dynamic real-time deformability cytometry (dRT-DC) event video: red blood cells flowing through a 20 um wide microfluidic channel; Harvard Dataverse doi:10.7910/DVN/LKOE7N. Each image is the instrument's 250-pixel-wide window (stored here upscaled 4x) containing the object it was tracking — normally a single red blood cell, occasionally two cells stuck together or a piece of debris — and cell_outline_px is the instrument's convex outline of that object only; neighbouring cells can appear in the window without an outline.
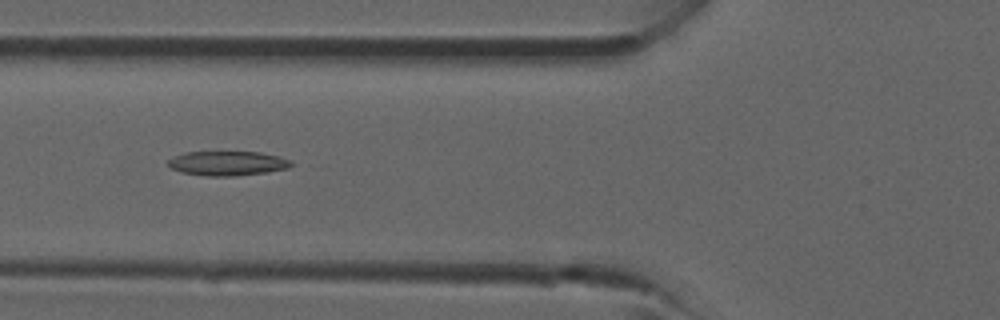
{"species": "common noctule bat (a hibernating species)", "species_latin": "Nyctalus noctula", "temperature_condition": "room temperature", "stored_images_in_passage": 35, "camera_frame_rate_fps": 3000, "um_per_image_px": 0.085, "animal": {"sex": "male", "forearm_length_mm": 52.5}, "frame": {"image": 1, "passage_image": 9, "time_ms": 2.667, "image_size_px": [1000, 320], "cell_outline_px": [[292, 164], [288, 168], [268, 172], [236, 176], [208, 176], [180, 172], [172, 168], [168, 164], [168, 160], [172, 156], [184, 152], [260, 152], [280, 156], [292, 160]], "centroid_in_image_um": [19.35, 13.88], "position_along_channel_um": 106.5, "area_um2": 17.69}}
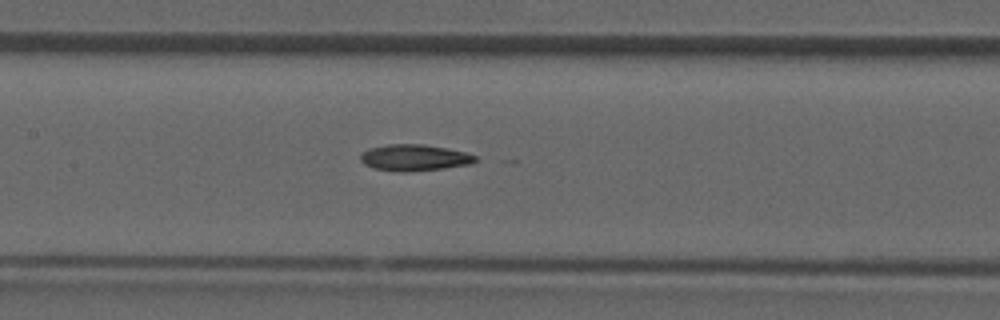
{"frame": {"image": 2, "passage_image": 13, "time_ms": 4.0, "image_size_px": [1000, 320], "cell_outline_px": [[480, 160], [468, 164], [444, 168], [408, 172], [400, 172], [376, 168], [364, 164], [360, 160], [360, 156], [368, 148], [388, 144], [424, 144], [448, 148], [464, 152], [476, 156]], "centroid_in_image_um": [35.23, 13.39], "position_along_channel_um": 172.2, "area_um2": 17.63}}
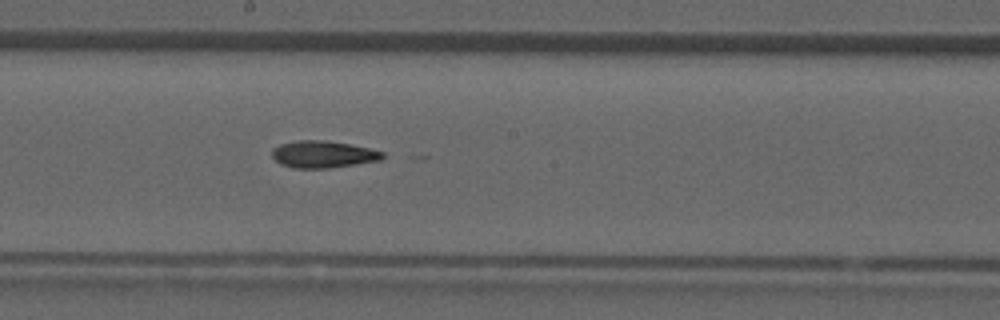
{"frame": {"image": 3, "passage_image": 16, "time_ms": 5.0, "image_size_px": [1000, 320], "cell_outline_px": [[384, 156], [380, 160], [328, 168], [292, 168], [280, 164], [272, 156], [272, 148], [280, 144], [300, 140], [324, 140], [348, 144], [368, 148], [384, 152]], "centroid_in_image_um": [27.42, 13.12], "position_along_channel_um": 220.8, "area_um2": 17.22}}